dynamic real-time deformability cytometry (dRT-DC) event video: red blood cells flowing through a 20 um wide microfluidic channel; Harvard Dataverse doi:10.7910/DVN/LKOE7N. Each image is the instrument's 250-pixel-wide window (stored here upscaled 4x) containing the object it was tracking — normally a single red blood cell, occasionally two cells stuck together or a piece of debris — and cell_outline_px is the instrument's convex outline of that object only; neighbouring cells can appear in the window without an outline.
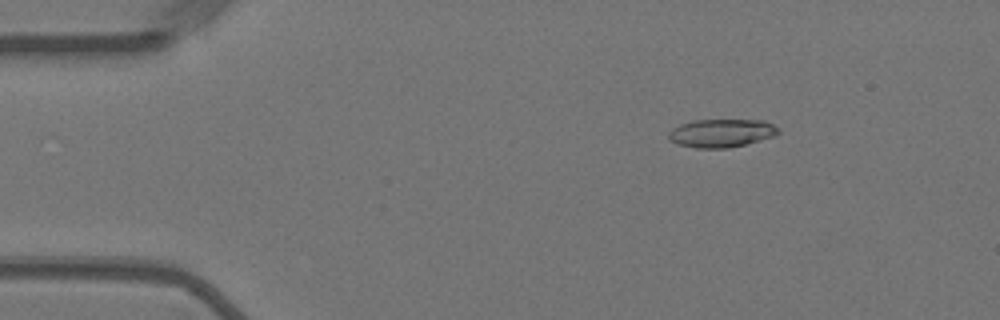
{"species": "Egyptian fruit bat (a non-hibernating species)", "species_latin": "Rousettus aegyptiacus", "temperature_condition": "warm", "stored_images_in_passage": 56, "camera_frame_rate_fps": 3000, "um_per_image_px": 0.085, "animal": {"sex": "female"}, "frame": {"image": 1, "passage_image": 8, "time_ms": 2.333, "image_size_px": [1000, 320], "cell_outline_px": [[780, 132], [776, 136], [728, 148], [696, 148], [676, 144], [668, 136], [668, 132], [672, 128], [680, 124], [692, 120], [764, 120], [780, 128]], "centroid_in_image_um": [61.33, 11.31], "position_along_channel_um": 23.7, "area_um2": 18.15}}
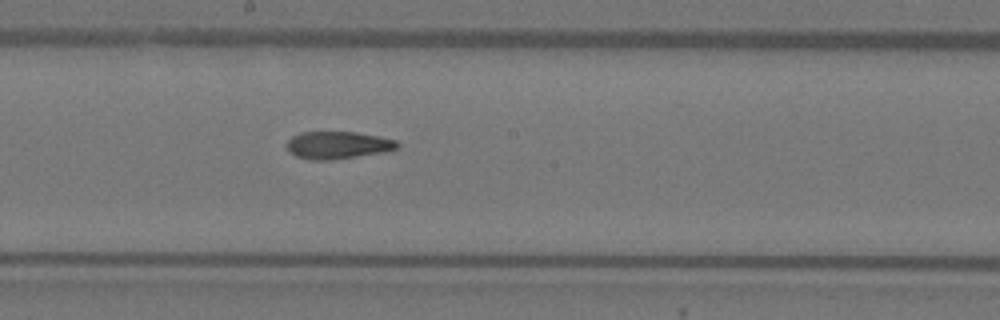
{"frame": {"image": 2, "passage_image": 30, "time_ms": 9.667, "image_size_px": [1000, 320], "cell_outline_px": [[400, 148], [384, 152], [328, 160], [308, 160], [296, 156], [288, 152], [288, 140], [292, 136], [300, 132], [356, 132], [380, 136], [396, 140], [400, 144]], "centroid_in_image_um": [28.73, 12.33], "position_along_channel_um": 219.5, "area_um2": 17.74}}
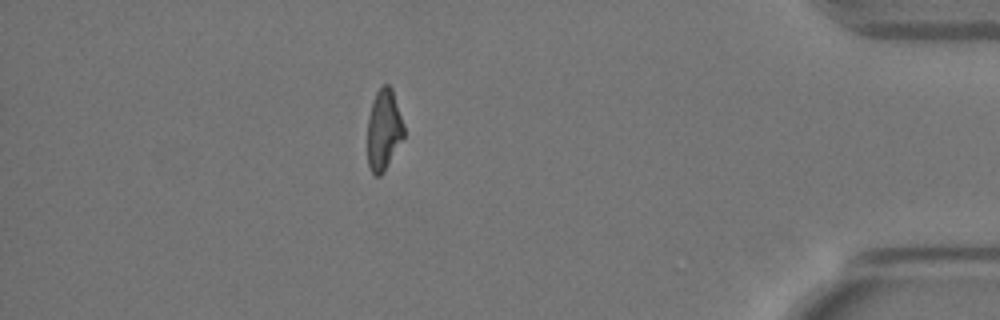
{"frame": {"image": 3, "passage_image": 49, "time_ms": 16.0, "image_size_px": [1000, 320], "cell_outline_px": [[404, 136], [384, 172], [380, 176], [376, 176], [372, 172], [368, 164], [368, 116], [372, 100], [376, 92], [384, 84], [388, 84], [392, 88], [404, 124]], "centroid_in_image_um": [32.62, 11.02], "position_along_channel_um": 402.6, "area_um2": 17.17}, "authors_computed_cell_mechanics": {"area_um2": 18.1203, "velocity_mm_per_s": 3.6088, "shape_relaxation_time_tau1_ms": 11.3404, "shape_relaxation_time_tau2_ms": 4.3176, "deformation_change_tau1": 0.2865, "deformation_change_tau2": 0.1372}}